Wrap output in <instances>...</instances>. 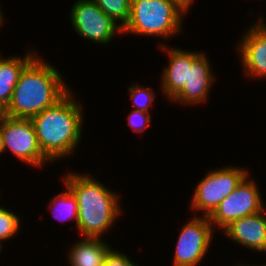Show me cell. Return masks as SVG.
Listing matches in <instances>:
<instances>
[{"mask_svg": "<svg viewBox=\"0 0 266 266\" xmlns=\"http://www.w3.org/2000/svg\"><path fill=\"white\" fill-rule=\"evenodd\" d=\"M61 183L76 197L77 233L80 237L103 238L115 227L118 219L122 218V195L103 184L93 174L65 171L61 175Z\"/></svg>", "mask_w": 266, "mask_h": 266, "instance_id": "obj_1", "label": "cell"}, {"mask_svg": "<svg viewBox=\"0 0 266 266\" xmlns=\"http://www.w3.org/2000/svg\"><path fill=\"white\" fill-rule=\"evenodd\" d=\"M75 93L71 89L54 106L30 118L39 147L51 163L70 160L82 143L86 109Z\"/></svg>", "mask_w": 266, "mask_h": 266, "instance_id": "obj_2", "label": "cell"}, {"mask_svg": "<svg viewBox=\"0 0 266 266\" xmlns=\"http://www.w3.org/2000/svg\"><path fill=\"white\" fill-rule=\"evenodd\" d=\"M64 78L39 53L21 72L4 115L30 119L54 106L72 89Z\"/></svg>", "mask_w": 266, "mask_h": 266, "instance_id": "obj_3", "label": "cell"}, {"mask_svg": "<svg viewBox=\"0 0 266 266\" xmlns=\"http://www.w3.org/2000/svg\"><path fill=\"white\" fill-rule=\"evenodd\" d=\"M188 12L190 9L180 0H131L130 17L122 28L123 36L159 37L157 47L169 45V39L184 33L183 23Z\"/></svg>", "mask_w": 266, "mask_h": 266, "instance_id": "obj_4", "label": "cell"}, {"mask_svg": "<svg viewBox=\"0 0 266 266\" xmlns=\"http://www.w3.org/2000/svg\"><path fill=\"white\" fill-rule=\"evenodd\" d=\"M249 173V168L232 164L209 169L191 193L189 208L194 212L192 216H209Z\"/></svg>", "mask_w": 266, "mask_h": 266, "instance_id": "obj_5", "label": "cell"}, {"mask_svg": "<svg viewBox=\"0 0 266 266\" xmlns=\"http://www.w3.org/2000/svg\"><path fill=\"white\" fill-rule=\"evenodd\" d=\"M3 133V154L14 155L22 164L42 170L52 163L41 151L30 119L3 116L0 121Z\"/></svg>", "mask_w": 266, "mask_h": 266, "instance_id": "obj_6", "label": "cell"}, {"mask_svg": "<svg viewBox=\"0 0 266 266\" xmlns=\"http://www.w3.org/2000/svg\"><path fill=\"white\" fill-rule=\"evenodd\" d=\"M180 228L171 266H200L212 250L217 234L213 225L208 216H191Z\"/></svg>", "mask_w": 266, "mask_h": 266, "instance_id": "obj_7", "label": "cell"}, {"mask_svg": "<svg viewBox=\"0 0 266 266\" xmlns=\"http://www.w3.org/2000/svg\"><path fill=\"white\" fill-rule=\"evenodd\" d=\"M70 24L78 37L106 47L117 35L123 36L122 27L105 14L93 0H76L71 6Z\"/></svg>", "mask_w": 266, "mask_h": 266, "instance_id": "obj_8", "label": "cell"}, {"mask_svg": "<svg viewBox=\"0 0 266 266\" xmlns=\"http://www.w3.org/2000/svg\"><path fill=\"white\" fill-rule=\"evenodd\" d=\"M258 180L250 173L236 189L208 216L213 228L220 232L231 222L259 213L266 208Z\"/></svg>", "mask_w": 266, "mask_h": 266, "instance_id": "obj_9", "label": "cell"}, {"mask_svg": "<svg viewBox=\"0 0 266 266\" xmlns=\"http://www.w3.org/2000/svg\"><path fill=\"white\" fill-rule=\"evenodd\" d=\"M253 22L243 29L234 51L243 76L259 82L266 80V30L257 21Z\"/></svg>", "mask_w": 266, "mask_h": 266, "instance_id": "obj_10", "label": "cell"}, {"mask_svg": "<svg viewBox=\"0 0 266 266\" xmlns=\"http://www.w3.org/2000/svg\"><path fill=\"white\" fill-rule=\"evenodd\" d=\"M207 51L203 52L192 62L189 68L188 82L184 88L170 101L183 107H198L206 105L212 89L218 81L217 74L212 69ZM216 81V82H215Z\"/></svg>", "mask_w": 266, "mask_h": 266, "instance_id": "obj_11", "label": "cell"}, {"mask_svg": "<svg viewBox=\"0 0 266 266\" xmlns=\"http://www.w3.org/2000/svg\"><path fill=\"white\" fill-rule=\"evenodd\" d=\"M158 51L168 56V62L163 66L160 75V90L164 99L170 102L188 82L189 68L192 62L203 52L202 50L182 49L178 46L162 45ZM166 50V51H165Z\"/></svg>", "mask_w": 266, "mask_h": 266, "instance_id": "obj_12", "label": "cell"}, {"mask_svg": "<svg viewBox=\"0 0 266 266\" xmlns=\"http://www.w3.org/2000/svg\"><path fill=\"white\" fill-rule=\"evenodd\" d=\"M221 233L236 246L266 255V208L231 222Z\"/></svg>", "mask_w": 266, "mask_h": 266, "instance_id": "obj_13", "label": "cell"}, {"mask_svg": "<svg viewBox=\"0 0 266 266\" xmlns=\"http://www.w3.org/2000/svg\"><path fill=\"white\" fill-rule=\"evenodd\" d=\"M68 245L66 261L69 266H102L107 255L114 248L106 237H81L80 240L75 239V242Z\"/></svg>", "mask_w": 266, "mask_h": 266, "instance_id": "obj_14", "label": "cell"}, {"mask_svg": "<svg viewBox=\"0 0 266 266\" xmlns=\"http://www.w3.org/2000/svg\"><path fill=\"white\" fill-rule=\"evenodd\" d=\"M38 49H27L24 55L3 56L0 52V108L5 110L23 69L39 54Z\"/></svg>", "mask_w": 266, "mask_h": 266, "instance_id": "obj_15", "label": "cell"}, {"mask_svg": "<svg viewBox=\"0 0 266 266\" xmlns=\"http://www.w3.org/2000/svg\"><path fill=\"white\" fill-rule=\"evenodd\" d=\"M62 189L60 193L54 195L50 201H48V210L51 212L52 216L55 220L59 222L74 221L75 230L77 231V223H78V204L76 197L73 195L71 190L66 186L62 185ZM65 187V189H64Z\"/></svg>", "mask_w": 266, "mask_h": 266, "instance_id": "obj_16", "label": "cell"}, {"mask_svg": "<svg viewBox=\"0 0 266 266\" xmlns=\"http://www.w3.org/2000/svg\"><path fill=\"white\" fill-rule=\"evenodd\" d=\"M131 84L127 93L132 101L131 104L134 106L132 109L151 113L150 108L153 107L154 100L157 98L155 88L145 86L141 82L137 83L136 80L135 82L132 81Z\"/></svg>", "mask_w": 266, "mask_h": 266, "instance_id": "obj_17", "label": "cell"}, {"mask_svg": "<svg viewBox=\"0 0 266 266\" xmlns=\"http://www.w3.org/2000/svg\"><path fill=\"white\" fill-rule=\"evenodd\" d=\"M25 216L16 214L14 210L0 204V242L5 243L17 238L20 233L22 218ZM16 236V237H15ZM5 241V242H4Z\"/></svg>", "mask_w": 266, "mask_h": 266, "instance_id": "obj_18", "label": "cell"}, {"mask_svg": "<svg viewBox=\"0 0 266 266\" xmlns=\"http://www.w3.org/2000/svg\"><path fill=\"white\" fill-rule=\"evenodd\" d=\"M100 9L122 28L130 17L131 0H93Z\"/></svg>", "mask_w": 266, "mask_h": 266, "instance_id": "obj_19", "label": "cell"}, {"mask_svg": "<svg viewBox=\"0 0 266 266\" xmlns=\"http://www.w3.org/2000/svg\"><path fill=\"white\" fill-rule=\"evenodd\" d=\"M130 113L127 114V125L135 133L145 135V131L150 127L152 123V113L131 109Z\"/></svg>", "mask_w": 266, "mask_h": 266, "instance_id": "obj_20", "label": "cell"}, {"mask_svg": "<svg viewBox=\"0 0 266 266\" xmlns=\"http://www.w3.org/2000/svg\"><path fill=\"white\" fill-rule=\"evenodd\" d=\"M115 249L109 252L102 266H132L135 263L127 253Z\"/></svg>", "mask_w": 266, "mask_h": 266, "instance_id": "obj_21", "label": "cell"}, {"mask_svg": "<svg viewBox=\"0 0 266 266\" xmlns=\"http://www.w3.org/2000/svg\"><path fill=\"white\" fill-rule=\"evenodd\" d=\"M244 261H241V262H239V261H236V263H234L233 265H231V266H266L265 265V263L263 264H261V263H251V264H249L248 262H246V264L245 263H243Z\"/></svg>", "mask_w": 266, "mask_h": 266, "instance_id": "obj_22", "label": "cell"}, {"mask_svg": "<svg viewBox=\"0 0 266 266\" xmlns=\"http://www.w3.org/2000/svg\"><path fill=\"white\" fill-rule=\"evenodd\" d=\"M1 3H2V2H1V0H0V29H2L1 27L5 26L4 23H6V22H5L6 20H5V18H4V17H5V16H4L5 13H4V10H2L3 8H2Z\"/></svg>", "mask_w": 266, "mask_h": 266, "instance_id": "obj_23", "label": "cell"}, {"mask_svg": "<svg viewBox=\"0 0 266 266\" xmlns=\"http://www.w3.org/2000/svg\"><path fill=\"white\" fill-rule=\"evenodd\" d=\"M256 21L266 30V17L264 18L263 14H258Z\"/></svg>", "mask_w": 266, "mask_h": 266, "instance_id": "obj_24", "label": "cell"}, {"mask_svg": "<svg viewBox=\"0 0 266 266\" xmlns=\"http://www.w3.org/2000/svg\"><path fill=\"white\" fill-rule=\"evenodd\" d=\"M3 156V133H2V128L0 126V157Z\"/></svg>", "mask_w": 266, "mask_h": 266, "instance_id": "obj_25", "label": "cell"}, {"mask_svg": "<svg viewBox=\"0 0 266 266\" xmlns=\"http://www.w3.org/2000/svg\"><path fill=\"white\" fill-rule=\"evenodd\" d=\"M180 1L183 2L190 10H191L193 3H195L194 2L195 0H180Z\"/></svg>", "mask_w": 266, "mask_h": 266, "instance_id": "obj_26", "label": "cell"}, {"mask_svg": "<svg viewBox=\"0 0 266 266\" xmlns=\"http://www.w3.org/2000/svg\"><path fill=\"white\" fill-rule=\"evenodd\" d=\"M3 116H4V110H2V109L0 108V121H1V119H2Z\"/></svg>", "mask_w": 266, "mask_h": 266, "instance_id": "obj_27", "label": "cell"}, {"mask_svg": "<svg viewBox=\"0 0 266 266\" xmlns=\"http://www.w3.org/2000/svg\"><path fill=\"white\" fill-rule=\"evenodd\" d=\"M3 245L5 246V244H3V243L0 242V253L3 252V250H2V249H3ZM0 257H1V256H0Z\"/></svg>", "mask_w": 266, "mask_h": 266, "instance_id": "obj_28", "label": "cell"}, {"mask_svg": "<svg viewBox=\"0 0 266 266\" xmlns=\"http://www.w3.org/2000/svg\"><path fill=\"white\" fill-rule=\"evenodd\" d=\"M132 266H140V262L139 264L135 262Z\"/></svg>", "mask_w": 266, "mask_h": 266, "instance_id": "obj_29", "label": "cell"}]
</instances>
